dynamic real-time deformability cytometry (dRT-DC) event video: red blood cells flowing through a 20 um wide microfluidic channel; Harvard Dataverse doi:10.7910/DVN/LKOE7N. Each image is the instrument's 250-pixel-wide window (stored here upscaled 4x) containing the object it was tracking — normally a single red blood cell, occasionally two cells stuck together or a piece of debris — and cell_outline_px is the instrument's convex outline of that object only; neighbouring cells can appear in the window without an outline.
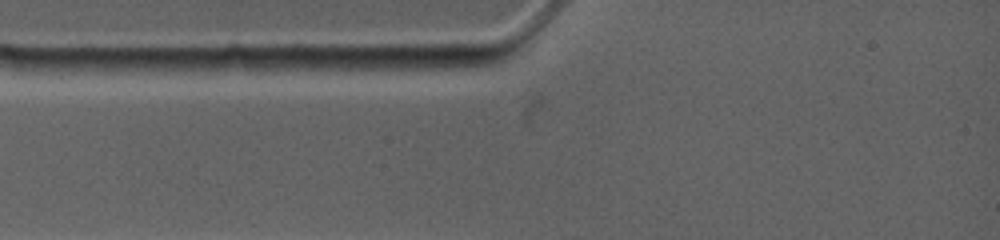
{"species": "common noctule bat (a hibernating species)", "species_latin": "Nyctalus noctula", "temperature_condition": "warm", "stored_images_in_passage": 1, "camera_frame_rate_fps": 4500, "um_per_image_px": 0.085, "animal": {"sex": "female", "body_mass_g": 19.0, "forearm_length_mm": 53.3}, "frame": {"image": 1, "passage_image": 1, "time_ms": 0.0, "image_size_px": [1000, 240], "cell_outline_px": [[244, 68], [204, 76], [156, 76], [76, 68], [76, 60], [228, 56], [244, 56]], "centroid_in_image_um": [14.17, 5.58], "position_along_channel_um": 70.8, "area_um2": 18.61}}